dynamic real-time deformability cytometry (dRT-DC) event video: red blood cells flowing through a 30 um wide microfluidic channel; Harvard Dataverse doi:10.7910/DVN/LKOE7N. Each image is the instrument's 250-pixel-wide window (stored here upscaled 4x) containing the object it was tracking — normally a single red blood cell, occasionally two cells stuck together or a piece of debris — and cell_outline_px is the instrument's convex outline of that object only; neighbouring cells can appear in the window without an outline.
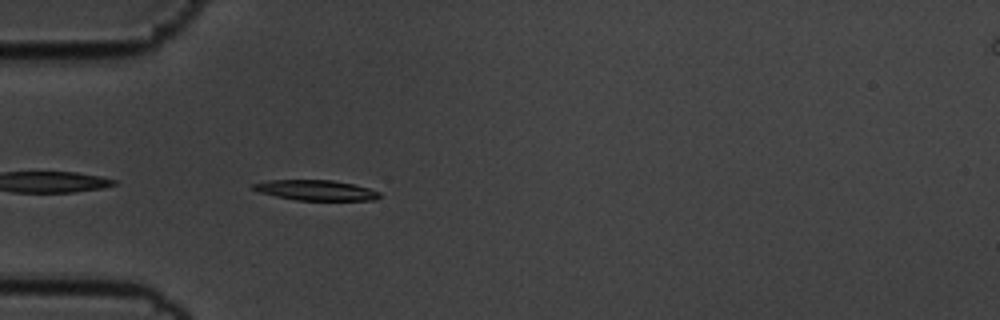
{"species": "common noctule bat (a hibernating species)", "species_latin": "Nyctalus noctula", "temperature_condition": "cold", "stored_images_in_passage": 28, "camera_frame_rate_fps": 3000, "um_per_image_px": 0.085, "animal": {"sex": "male", "body_mass_g": 19.5, "forearm_length_mm": 54.6}, "frame": {"image": 1, "passage_image": 3, "time_ms": 0.667, "image_size_px": [1000, 320], "cell_outline_px": [[380, 196], [376, 200], [296, 200], [276, 196], [260, 192], [248, 188], [252, 184], [268, 180], [332, 180], [352, 184], [368, 188], [380, 192]], "centroid_in_image_um": [26.81, 16.17], "position_along_channel_um": 58.2, "area_um2": 14.91}}
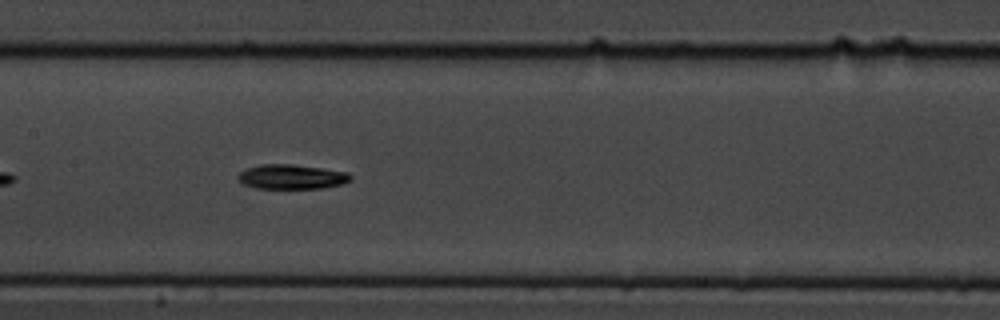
{"frame": {"image": 2, "passage_image": 14, "time_ms": 4.333, "image_size_px": [1000, 320], "cell_outline_px": [[352, 180], [344, 184], [324, 188], [256, 188], [244, 184], [236, 176], [240, 172], [248, 168], [260, 164], [292, 164], [348, 172], [352, 176]], "centroid_in_image_um": [24.83, 15.03], "position_along_channel_um": 182.6, "area_um2": 16.13}}
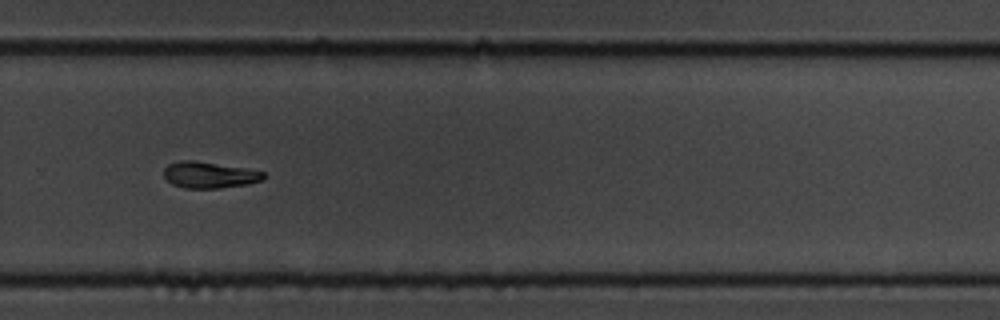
{"frame": {"image": 3, "passage_image": 25, "time_ms": 8.0, "image_size_px": [1000, 320], "cell_outline_px": [[264, 180], [248, 184], [220, 188], [184, 188], [172, 184], [164, 176], [164, 168], [168, 164], [180, 160], [196, 160], [244, 168], [264, 172]], "centroid_in_image_um": [17.78, 14.86], "position_along_channel_um": 312.0, "area_um2": 15.32}}